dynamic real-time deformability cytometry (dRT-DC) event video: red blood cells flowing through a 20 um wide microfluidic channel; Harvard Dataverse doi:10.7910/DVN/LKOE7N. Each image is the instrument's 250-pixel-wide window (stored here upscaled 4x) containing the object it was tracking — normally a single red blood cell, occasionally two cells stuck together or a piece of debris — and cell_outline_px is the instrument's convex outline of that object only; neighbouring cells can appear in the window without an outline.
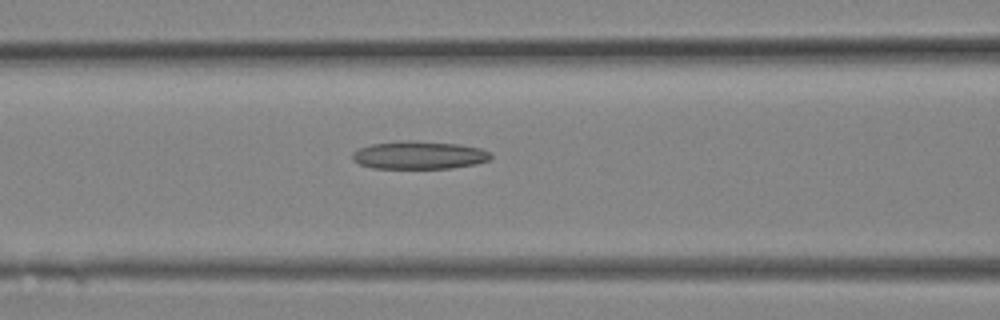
{"species": "Egyptian fruit bat (a non-hibernating species)", "species_latin": "Rousettus aegyptiacus", "temperature_condition": "room temperature", "stored_images_in_passage": 23, "camera_frame_rate_fps": 3000, "um_per_image_px": 0.085, "animal": {"sex": "female"}, "frame": {"image": 1, "passage_image": 9, "time_ms": 2.667, "image_size_px": [1000, 320], "cell_outline_px": [[492, 156], [488, 160], [476, 164], [452, 168], [372, 168], [360, 164], [352, 160], [352, 152], [360, 148], [372, 144], [400, 140], [408, 140], [460, 144], [480, 148], [492, 152]], "centroid_in_image_um": [35.63, 13.18], "position_along_channel_um": 131.0, "area_um2": 22.66}}
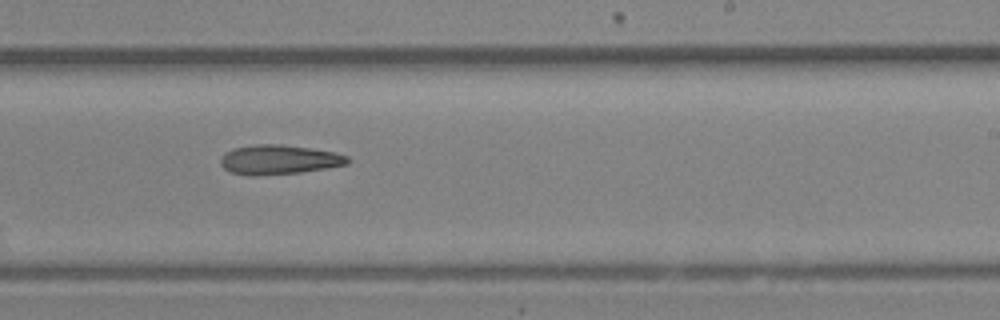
{"frame": {"image": 2, "passage_image": 14, "time_ms": 4.333, "image_size_px": [1000, 320], "cell_outline_px": [[348, 164], [328, 168], [300, 172], [256, 176], [232, 172], [224, 168], [220, 164], [220, 156], [224, 152], [232, 148], [256, 144], [280, 144], [312, 148], [336, 152], [348, 156]], "centroid_in_image_um": [23.7, 13.56], "position_along_channel_um": 265.3, "area_um2": 21.96}}
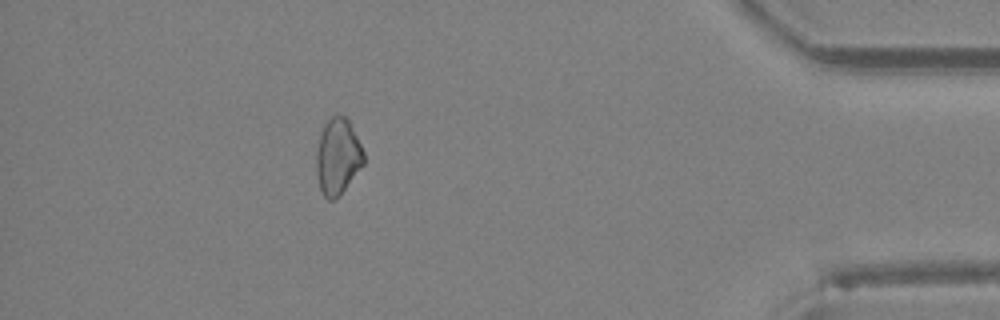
{"frame": {"image": 3, "passage_image": 21, "time_ms": 6.667, "image_size_px": [1000, 320], "cell_outline_px": [[364, 164], [344, 188], [332, 200], [328, 200], [324, 196], [320, 188], [316, 172], [316, 152], [320, 132], [324, 124], [332, 116], [344, 116], [348, 120], [364, 152]], "centroid_in_image_um": [28.68, 13.28], "position_along_channel_um": 406.5, "area_um2": 20.58}}